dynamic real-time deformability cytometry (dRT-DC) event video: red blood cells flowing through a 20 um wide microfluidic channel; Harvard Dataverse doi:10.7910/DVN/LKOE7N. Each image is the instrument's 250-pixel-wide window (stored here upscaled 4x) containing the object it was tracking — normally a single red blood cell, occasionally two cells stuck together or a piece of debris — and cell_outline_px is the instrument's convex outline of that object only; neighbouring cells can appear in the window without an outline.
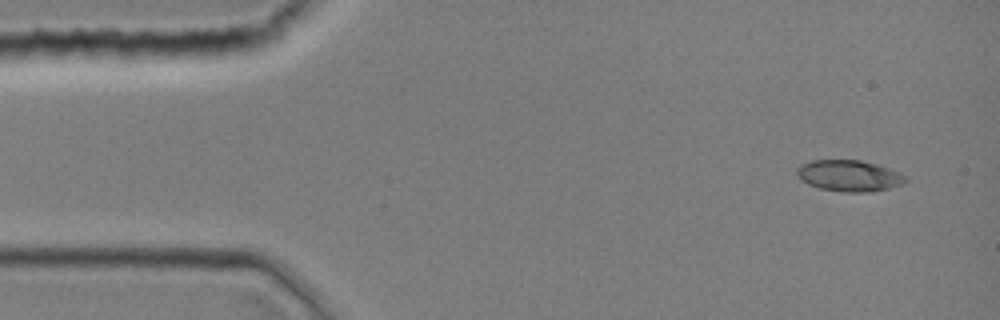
{"species": "common noctule bat (a hibernating species)", "species_latin": "Nyctalus noctula", "temperature_condition": "room temperature", "stored_images_in_passage": 41, "camera_frame_rate_fps": 3000, "um_per_image_px": 0.085, "animal": {"sex": "female", "body_mass_g": 19.0, "forearm_length_mm": 51.5}, "frame": {"image": 1, "passage_image": 1, "time_ms": 0.0, "image_size_px": [1000, 320], "cell_outline_px": [[908, 180], [900, 184], [888, 188], [868, 192], [840, 192], [820, 188], [808, 184], [800, 180], [796, 176], [796, 168], [800, 164], [812, 160], [860, 160], [876, 164], [888, 168], [908, 176]], "centroid_in_image_um": [72.13, 14.93], "position_along_channel_um": 12.9, "area_um2": 19.88}}
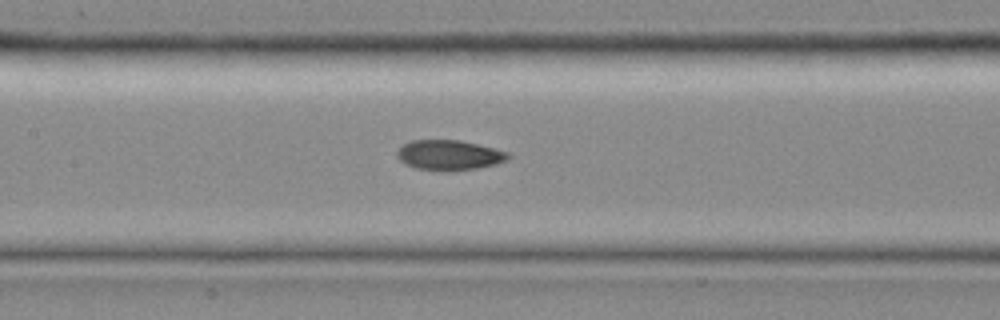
{"frame": {"image": 2, "passage_image": 18, "time_ms": 5.667, "image_size_px": [1000, 320], "cell_outline_px": [[512, 156], [508, 160], [496, 164], [476, 168], [448, 172], [444, 172], [416, 168], [404, 164], [396, 156], [396, 152], [404, 144], [412, 140], [460, 140], [508, 152]], "centroid_in_image_um": [38.17, 13.2], "position_along_channel_um": 169.2, "area_um2": 19.59}}
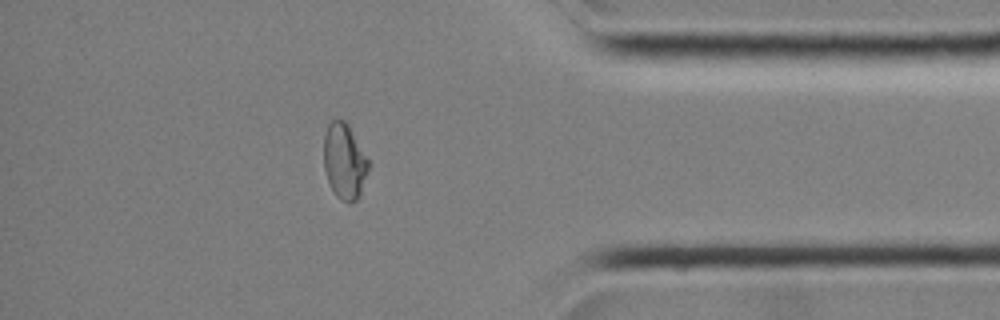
{"frame": {"image": 3, "passage_image": 35, "time_ms": 11.333, "image_size_px": [1000, 320], "cell_outline_px": [[368, 172], [360, 192], [356, 200], [348, 204], [340, 200], [336, 196], [328, 180], [324, 168], [324, 136], [328, 124], [332, 120], [344, 120], [348, 124], [368, 160]], "centroid_in_image_um": [29.26, 13.72], "position_along_channel_um": 405.9, "area_um2": 19.42}}